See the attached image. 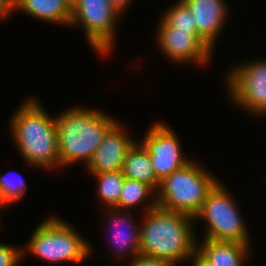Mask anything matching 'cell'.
I'll return each instance as SVG.
<instances>
[{
	"instance_id": "obj_1",
	"label": "cell",
	"mask_w": 266,
	"mask_h": 266,
	"mask_svg": "<svg viewBox=\"0 0 266 266\" xmlns=\"http://www.w3.org/2000/svg\"><path fill=\"white\" fill-rule=\"evenodd\" d=\"M194 217L156 206L140 224V255L177 263L196 256Z\"/></svg>"
},
{
	"instance_id": "obj_2",
	"label": "cell",
	"mask_w": 266,
	"mask_h": 266,
	"mask_svg": "<svg viewBox=\"0 0 266 266\" xmlns=\"http://www.w3.org/2000/svg\"><path fill=\"white\" fill-rule=\"evenodd\" d=\"M9 122L16 148L29 166L49 169L60 167L55 117L33 97L23 102Z\"/></svg>"
},
{
	"instance_id": "obj_3",
	"label": "cell",
	"mask_w": 266,
	"mask_h": 266,
	"mask_svg": "<svg viewBox=\"0 0 266 266\" xmlns=\"http://www.w3.org/2000/svg\"><path fill=\"white\" fill-rule=\"evenodd\" d=\"M116 120L99 109L78 106L55 116L60 167L80 161L87 165Z\"/></svg>"
},
{
	"instance_id": "obj_4",
	"label": "cell",
	"mask_w": 266,
	"mask_h": 266,
	"mask_svg": "<svg viewBox=\"0 0 266 266\" xmlns=\"http://www.w3.org/2000/svg\"><path fill=\"white\" fill-rule=\"evenodd\" d=\"M195 163L191 160L160 181L156 191L157 206L195 216L219 182L205 166Z\"/></svg>"
},
{
	"instance_id": "obj_5",
	"label": "cell",
	"mask_w": 266,
	"mask_h": 266,
	"mask_svg": "<svg viewBox=\"0 0 266 266\" xmlns=\"http://www.w3.org/2000/svg\"><path fill=\"white\" fill-rule=\"evenodd\" d=\"M85 240L64 219L49 216L36 226L23 252L48 263H82L93 250Z\"/></svg>"
},
{
	"instance_id": "obj_6",
	"label": "cell",
	"mask_w": 266,
	"mask_h": 266,
	"mask_svg": "<svg viewBox=\"0 0 266 266\" xmlns=\"http://www.w3.org/2000/svg\"><path fill=\"white\" fill-rule=\"evenodd\" d=\"M230 194L219 181L209 192L194 220L206 221L204 239L250 245L251 239L246 222Z\"/></svg>"
},
{
	"instance_id": "obj_7",
	"label": "cell",
	"mask_w": 266,
	"mask_h": 266,
	"mask_svg": "<svg viewBox=\"0 0 266 266\" xmlns=\"http://www.w3.org/2000/svg\"><path fill=\"white\" fill-rule=\"evenodd\" d=\"M120 15L108 0H76L72 4L70 26L81 25L89 46L98 55L107 56L114 49Z\"/></svg>"
},
{
	"instance_id": "obj_8",
	"label": "cell",
	"mask_w": 266,
	"mask_h": 266,
	"mask_svg": "<svg viewBox=\"0 0 266 266\" xmlns=\"http://www.w3.org/2000/svg\"><path fill=\"white\" fill-rule=\"evenodd\" d=\"M228 72L225 78L230 99L238 108L258 115L266 107V59L239 63Z\"/></svg>"
},
{
	"instance_id": "obj_9",
	"label": "cell",
	"mask_w": 266,
	"mask_h": 266,
	"mask_svg": "<svg viewBox=\"0 0 266 266\" xmlns=\"http://www.w3.org/2000/svg\"><path fill=\"white\" fill-rule=\"evenodd\" d=\"M140 143L149 152L155 175L160 181L191 161L181 149L175 131L164 122L150 126Z\"/></svg>"
},
{
	"instance_id": "obj_10",
	"label": "cell",
	"mask_w": 266,
	"mask_h": 266,
	"mask_svg": "<svg viewBox=\"0 0 266 266\" xmlns=\"http://www.w3.org/2000/svg\"><path fill=\"white\" fill-rule=\"evenodd\" d=\"M160 19L156 41L161 53L178 64L190 62L206 66L211 60L213 52L199 37V34L170 27L162 18Z\"/></svg>"
},
{
	"instance_id": "obj_11",
	"label": "cell",
	"mask_w": 266,
	"mask_h": 266,
	"mask_svg": "<svg viewBox=\"0 0 266 266\" xmlns=\"http://www.w3.org/2000/svg\"><path fill=\"white\" fill-rule=\"evenodd\" d=\"M106 133L92 159L86 165L90 173L122 171L127 151L136 142L117 120Z\"/></svg>"
},
{
	"instance_id": "obj_12",
	"label": "cell",
	"mask_w": 266,
	"mask_h": 266,
	"mask_svg": "<svg viewBox=\"0 0 266 266\" xmlns=\"http://www.w3.org/2000/svg\"><path fill=\"white\" fill-rule=\"evenodd\" d=\"M193 14L199 37L213 51L214 44L227 22L226 0H182Z\"/></svg>"
},
{
	"instance_id": "obj_13",
	"label": "cell",
	"mask_w": 266,
	"mask_h": 266,
	"mask_svg": "<svg viewBox=\"0 0 266 266\" xmlns=\"http://www.w3.org/2000/svg\"><path fill=\"white\" fill-rule=\"evenodd\" d=\"M107 215L109 229V238L113 248V252L116 253L115 256L120 258L131 255V259L140 255V225L137 227V223H133L134 220L130 216L132 212L118 209V208H107ZM125 211V212H124ZM120 212V213H119ZM121 214V215H120ZM135 224V225H134ZM111 234V235H110ZM111 236V237H110ZM116 250V251H115ZM123 255V256H122ZM122 256V257H121Z\"/></svg>"
},
{
	"instance_id": "obj_14",
	"label": "cell",
	"mask_w": 266,
	"mask_h": 266,
	"mask_svg": "<svg viewBox=\"0 0 266 266\" xmlns=\"http://www.w3.org/2000/svg\"><path fill=\"white\" fill-rule=\"evenodd\" d=\"M250 248L243 243L203 239L201 244L197 242L196 256L207 266H243Z\"/></svg>"
},
{
	"instance_id": "obj_15",
	"label": "cell",
	"mask_w": 266,
	"mask_h": 266,
	"mask_svg": "<svg viewBox=\"0 0 266 266\" xmlns=\"http://www.w3.org/2000/svg\"><path fill=\"white\" fill-rule=\"evenodd\" d=\"M14 11H21L45 22L69 26L72 4L68 0H13Z\"/></svg>"
},
{
	"instance_id": "obj_16",
	"label": "cell",
	"mask_w": 266,
	"mask_h": 266,
	"mask_svg": "<svg viewBox=\"0 0 266 266\" xmlns=\"http://www.w3.org/2000/svg\"><path fill=\"white\" fill-rule=\"evenodd\" d=\"M122 173L125 178L137 180L158 190L160 180L156 177L149 152L140 142H135L127 151Z\"/></svg>"
},
{
	"instance_id": "obj_17",
	"label": "cell",
	"mask_w": 266,
	"mask_h": 266,
	"mask_svg": "<svg viewBox=\"0 0 266 266\" xmlns=\"http://www.w3.org/2000/svg\"><path fill=\"white\" fill-rule=\"evenodd\" d=\"M155 193L156 191L150 185L137 180L125 178L118 205L115 208L131 211L133 207L146 201V208H144L146 212L157 206Z\"/></svg>"
},
{
	"instance_id": "obj_18",
	"label": "cell",
	"mask_w": 266,
	"mask_h": 266,
	"mask_svg": "<svg viewBox=\"0 0 266 266\" xmlns=\"http://www.w3.org/2000/svg\"><path fill=\"white\" fill-rule=\"evenodd\" d=\"M98 182L97 197L106 208H115L121 195L125 176L122 171L90 173Z\"/></svg>"
},
{
	"instance_id": "obj_19",
	"label": "cell",
	"mask_w": 266,
	"mask_h": 266,
	"mask_svg": "<svg viewBox=\"0 0 266 266\" xmlns=\"http://www.w3.org/2000/svg\"><path fill=\"white\" fill-rule=\"evenodd\" d=\"M8 172L3 175L0 171V209L20 200L27 189L26 182L21 174L18 175L14 171Z\"/></svg>"
},
{
	"instance_id": "obj_20",
	"label": "cell",
	"mask_w": 266,
	"mask_h": 266,
	"mask_svg": "<svg viewBox=\"0 0 266 266\" xmlns=\"http://www.w3.org/2000/svg\"><path fill=\"white\" fill-rule=\"evenodd\" d=\"M166 12H163L162 18L170 27L178 30L189 31L192 34H199L197 26L193 19V14L188 6L182 1L178 0Z\"/></svg>"
},
{
	"instance_id": "obj_21",
	"label": "cell",
	"mask_w": 266,
	"mask_h": 266,
	"mask_svg": "<svg viewBox=\"0 0 266 266\" xmlns=\"http://www.w3.org/2000/svg\"><path fill=\"white\" fill-rule=\"evenodd\" d=\"M23 257L22 248L0 243V266H18Z\"/></svg>"
},
{
	"instance_id": "obj_22",
	"label": "cell",
	"mask_w": 266,
	"mask_h": 266,
	"mask_svg": "<svg viewBox=\"0 0 266 266\" xmlns=\"http://www.w3.org/2000/svg\"><path fill=\"white\" fill-rule=\"evenodd\" d=\"M128 266H176L174 262L165 259L152 258L139 255L131 259Z\"/></svg>"
},
{
	"instance_id": "obj_23",
	"label": "cell",
	"mask_w": 266,
	"mask_h": 266,
	"mask_svg": "<svg viewBox=\"0 0 266 266\" xmlns=\"http://www.w3.org/2000/svg\"><path fill=\"white\" fill-rule=\"evenodd\" d=\"M14 12L13 0H0V19L6 20ZM11 13V14H10Z\"/></svg>"
},
{
	"instance_id": "obj_24",
	"label": "cell",
	"mask_w": 266,
	"mask_h": 266,
	"mask_svg": "<svg viewBox=\"0 0 266 266\" xmlns=\"http://www.w3.org/2000/svg\"><path fill=\"white\" fill-rule=\"evenodd\" d=\"M108 2L122 15L127 11L126 7L129 6L132 0H108Z\"/></svg>"
},
{
	"instance_id": "obj_25",
	"label": "cell",
	"mask_w": 266,
	"mask_h": 266,
	"mask_svg": "<svg viewBox=\"0 0 266 266\" xmlns=\"http://www.w3.org/2000/svg\"><path fill=\"white\" fill-rule=\"evenodd\" d=\"M193 266H207L203 261H201L197 256L193 257Z\"/></svg>"
},
{
	"instance_id": "obj_26",
	"label": "cell",
	"mask_w": 266,
	"mask_h": 266,
	"mask_svg": "<svg viewBox=\"0 0 266 266\" xmlns=\"http://www.w3.org/2000/svg\"><path fill=\"white\" fill-rule=\"evenodd\" d=\"M260 115H261V117L266 116V107L257 116H260Z\"/></svg>"
},
{
	"instance_id": "obj_27",
	"label": "cell",
	"mask_w": 266,
	"mask_h": 266,
	"mask_svg": "<svg viewBox=\"0 0 266 266\" xmlns=\"http://www.w3.org/2000/svg\"><path fill=\"white\" fill-rule=\"evenodd\" d=\"M76 0H68L71 4H73Z\"/></svg>"
}]
</instances>
